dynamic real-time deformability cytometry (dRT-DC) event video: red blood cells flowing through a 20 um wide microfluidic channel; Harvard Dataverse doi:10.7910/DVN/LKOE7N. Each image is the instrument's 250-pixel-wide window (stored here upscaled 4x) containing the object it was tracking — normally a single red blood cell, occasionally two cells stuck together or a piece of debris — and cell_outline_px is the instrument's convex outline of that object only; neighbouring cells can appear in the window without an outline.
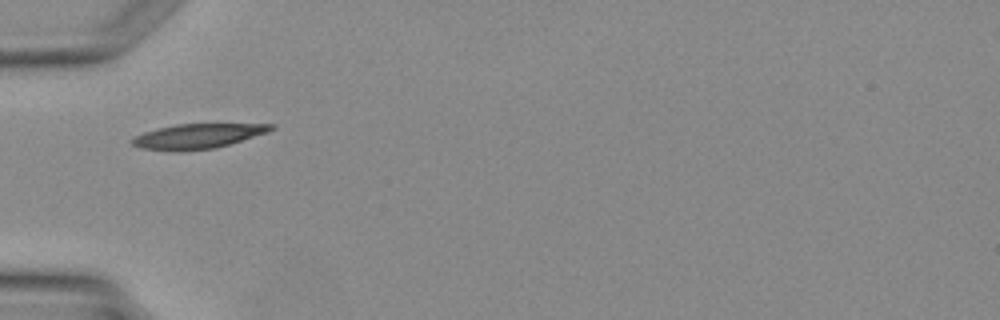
{"species": "Egyptian fruit bat (a non-hibernating species)", "species_latin": "Rousettus aegyptiacus", "temperature_condition": "warm", "stored_images_in_passage": 1, "camera_frame_rate_fps": 3000, "um_per_image_px": 0.085, "animal": {"sex": "female"}, "frame": {"image": 1, "passage_image": 1, "time_ms": 0.0, "image_size_px": [1000, 320], "cell_outline_px": [[276, 128], [268, 132], [216, 148], [140, 148], [132, 144], [128, 140], [132, 136], [156, 128], [176, 124], [276, 124]], "centroid_in_image_um": [16.84, 11.52], "position_along_channel_um": 68.2, "area_um2": 19.25}}